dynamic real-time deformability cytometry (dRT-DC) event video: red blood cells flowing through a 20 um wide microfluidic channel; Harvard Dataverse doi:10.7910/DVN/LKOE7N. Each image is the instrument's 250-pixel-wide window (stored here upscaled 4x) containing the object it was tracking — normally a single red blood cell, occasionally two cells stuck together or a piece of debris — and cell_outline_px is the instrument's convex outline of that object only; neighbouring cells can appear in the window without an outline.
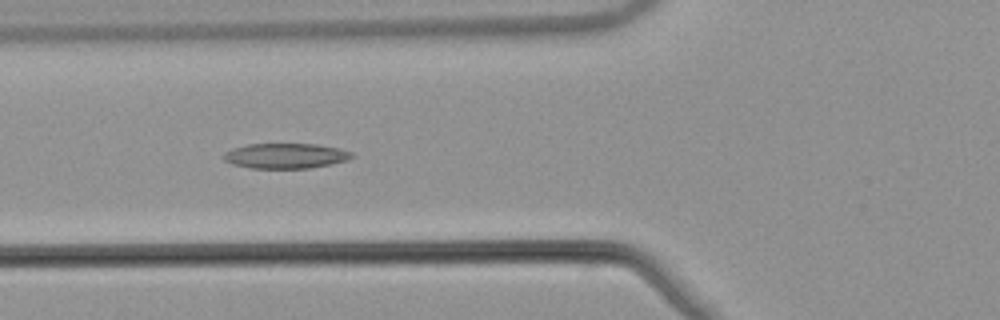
{"species": "common noctule bat (a hibernating species)", "species_latin": "Nyctalus noctula", "temperature_condition": "warm", "stored_images_in_passage": 47, "camera_frame_rate_fps": 3000, "um_per_image_px": 0.085, "animal": {"sex": "male", "body_mass_g": 21.5, "forearm_length_mm": 52.0}, "frame": {"image": 1, "passage_image": 14, "time_ms": 4.333, "image_size_px": [1000, 320], "cell_outline_px": [[352, 156], [348, 160], [332, 164], [308, 168], [248, 168], [232, 164], [224, 160], [224, 152], [232, 148], [248, 144], [316, 144], [340, 148], [352, 152]], "centroid_in_image_um": [24.27, 13.24], "position_along_channel_um": 101.5, "area_um2": 18.84}}
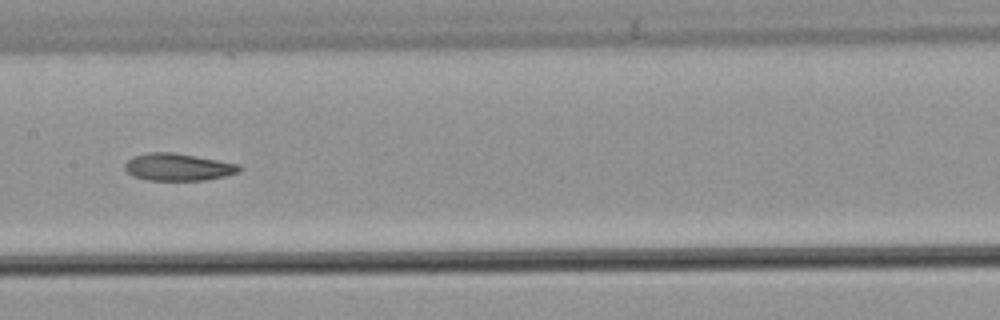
{"frame": {"image": 2, "passage_image": 21, "time_ms": 6.667, "image_size_px": [1000, 320], "cell_outline_px": [[244, 168], [236, 172], [224, 176], [204, 180], [148, 180], [132, 176], [124, 168], [124, 164], [132, 156], [148, 152], [176, 152], [240, 164]], "centroid_in_image_um": [15.12, 14.18], "position_along_channel_um": 192.3, "area_um2": 18.32}}
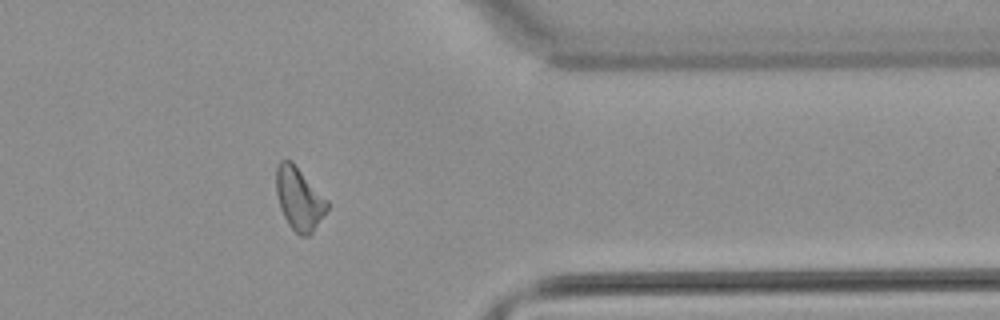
{"frame": {"image": 3, "passage_image": 37, "time_ms": 12.0, "image_size_px": [1000, 320], "cell_outline_px": [[328, 208], [312, 232], [308, 236], [300, 236], [288, 224], [280, 208], [276, 192], [276, 168], [280, 160], [292, 160], [328, 200]], "centroid_in_image_um": [25.42, 16.86], "position_along_channel_um": 386.0, "area_um2": 18.61}, "authors_computed_cell_mechanics": {"area_um2": 18.6694, "velocity_mm_per_s": 3.8788, "shape_relaxation_time_tau1_ms": null, "shape_relaxation_time_tau2_ms": 6.4858, "deformation_change_tau1": null, "deformation_change_tau2": 0.157}}